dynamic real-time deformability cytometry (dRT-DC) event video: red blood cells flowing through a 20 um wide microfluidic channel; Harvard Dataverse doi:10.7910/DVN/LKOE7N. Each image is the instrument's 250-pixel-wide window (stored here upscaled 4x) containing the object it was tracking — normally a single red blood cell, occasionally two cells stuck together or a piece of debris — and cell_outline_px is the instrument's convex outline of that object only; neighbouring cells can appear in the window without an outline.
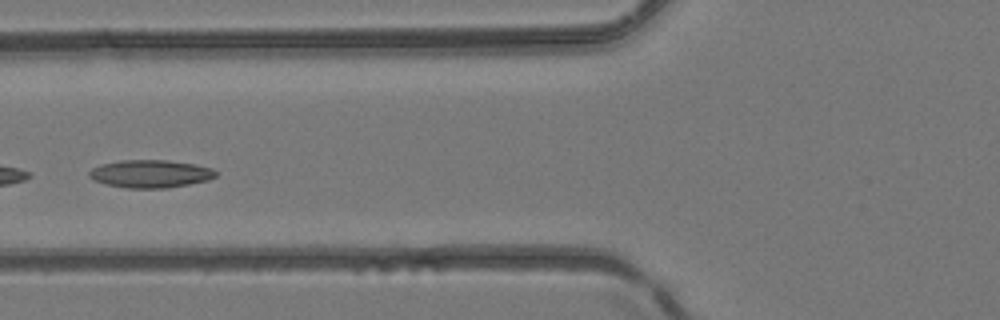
{"species": "common noctule bat (a hibernating species)", "species_latin": "Nyctalus noctula", "temperature_condition": "room temperature", "stored_images_in_passage": 4, "camera_frame_rate_fps": 3000, "um_per_image_px": 0.085, "animal": {"sex": "female", "body_mass_g": 24.6, "forearm_length_mm": 56.2}, "frame": {"image": 1, "passage_image": 3, "time_ms": 0.667, "image_size_px": [1000, 320], "cell_outline_px": [[220, 172], [216, 176], [208, 180], [168, 188], [128, 188], [104, 184], [92, 180], [88, 176], [88, 172], [92, 168], [100, 164], [120, 160], [168, 160], [196, 164], [212, 168]], "centroid_in_image_um": [12.78, 14.77], "position_along_channel_um": 113.0, "area_um2": 20.81}}
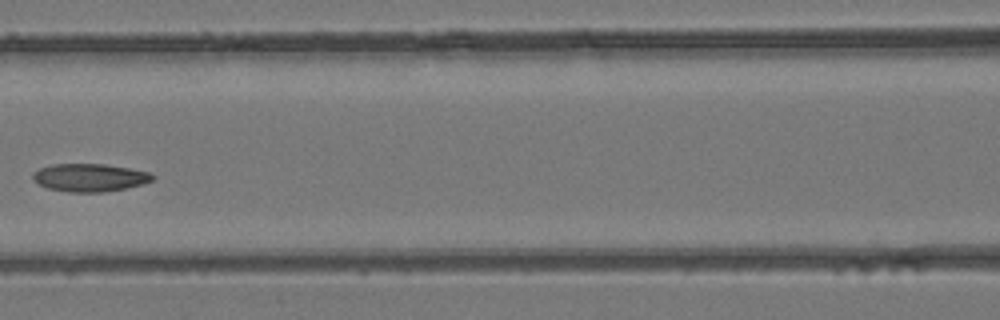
{"frame": {"image": 2, "passage_image": 4, "time_ms": 1.0, "image_size_px": [1000, 320], "cell_outline_px": [[156, 176], [152, 180], [140, 184], [124, 188], [104, 192], [68, 192], [48, 188], [32, 180], [32, 172], [40, 168], [52, 164], [104, 164], [128, 168], [148, 172]], "centroid_in_image_um": [7.58, 15.09], "position_along_channel_um": 159.0, "area_um2": 19.31}}